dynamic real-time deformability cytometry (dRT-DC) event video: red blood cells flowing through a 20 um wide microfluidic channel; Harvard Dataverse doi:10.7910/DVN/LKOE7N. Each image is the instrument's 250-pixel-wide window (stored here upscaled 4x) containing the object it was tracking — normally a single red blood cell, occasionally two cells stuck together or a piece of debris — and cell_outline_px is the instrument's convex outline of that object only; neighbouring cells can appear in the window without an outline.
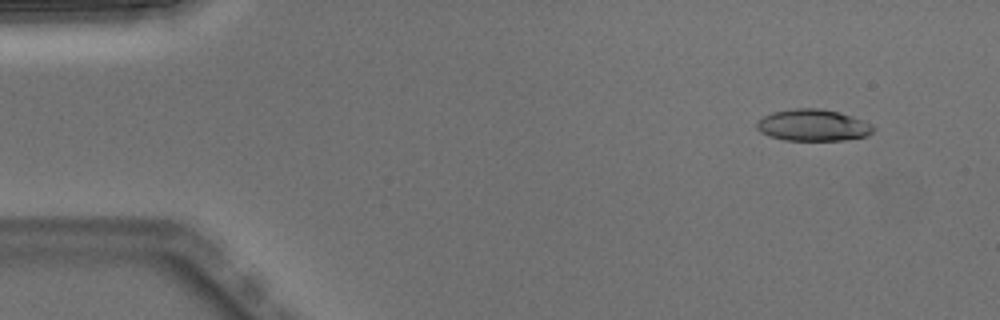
{"species": "Egyptian fruit bat (a non-hibernating species)", "species_latin": "Rousettus aegyptiacus", "temperature_condition": "warm", "stored_images_in_passage": 6, "camera_frame_rate_fps": 3000, "um_per_image_px": 0.085, "animal": {"sex": "male"}, "frame": {"image": 1, "passage_image": 1, "time_ms": 0.0, "image_size_px": [1000, 320], "cell_outline_px": [[876, 128], [868, 136], [844, 140], [784, 140], [768, 136], [760, 132], [756, 128], [756, 124], [764, 116], [772, 112], [792, 108], [820, 108], [840, 112], [852, 116], [872, 124]], "centroid_in_image_um": [69.11, 10.64], "position_along_channel_um": 15.9, "area_um2": 21.68}}
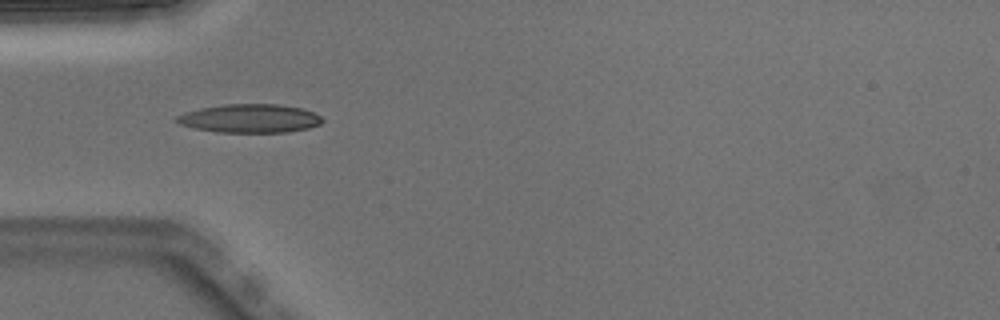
{"frame": {"image": 2, "passage_image": 4, "time_ms": 1.0, "image_size_px": [1000, 320], "cell_outline_px": [[324, 120], [320, 124], [308, 128], [288, 132], [216, 132], [196, 128], [180, 124], [176, 120], [176, 116], [184, 112], [200, 108], [224, 104], [280, 104], [304, 108], [320, 116]], "centroid_in_image_um": [21.25, 10.06], "position_along_channel_um": 63.7, "area_um2": 24.28}}
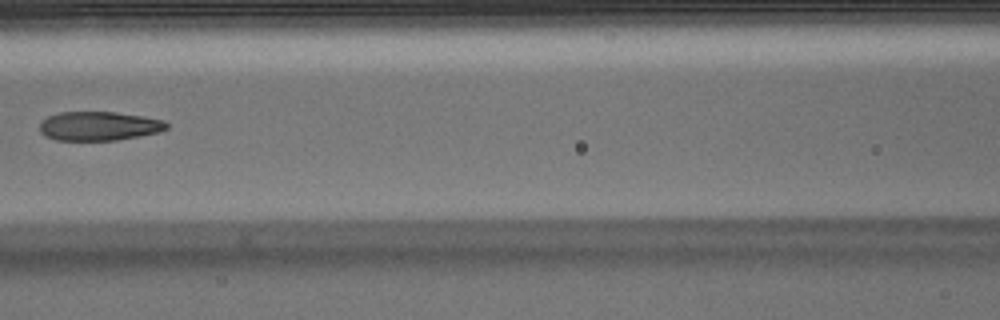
{"frame": {"image": 3, "passage_image": 6, "time_ms": 1.667, "image_size_px": [1000, 320], "cell_outline_px": [[168, 128], [160, 132], [140, 136], [116, 140], [56, 140], [44, 136], [40, 132], [40, 120], [48, 116], [60, 112], [116, 112], [164, 120], [168, 124]], "centroid_in_image_um": [8.39, 10.71], "position_along_channel_um": 158.2, "area_um2": 21.56}}